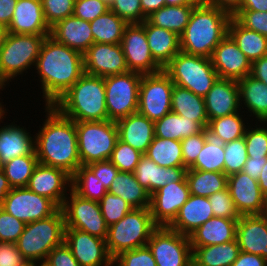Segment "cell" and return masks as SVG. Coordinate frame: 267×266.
<instances>
[{
  "label": "cell",
  "instance_id": "6da1fadb",
  "mask_svg": "<svg viewBox=\"0 0 267 266\" xmlns=\"http://www.w3.org/2000/svg\"><path fill=\"white\" fill-rule=\"evenodd\" d=\"M46 109L48 118L34 141L38 163L60 168L72 176L81 165L75 121L63 116L53 105Z\"/></svg>",
  "mask_w": 267,
  "mask_h": 266
},
{
  "label": "cell",
  "instance_id": "7a4b0ae2",
  "mask_svg": "<svg viewBox=\"0 0 267 266\" xmlns=\"http://www.w3.org/2000/svg\"><path fill=\"white\" fill-rule=\"evenodd\" d=\"M46 106L53 105L85 73L83 54L45 38L36 64Z\"/></svg>",
  "mask_w": 267,
  "mask_h": 266
},
{
  "label": "cell",
  "instance_id": "3957f363",
  "mask_svg": "<svg viewBox=\"0 0 267 266\" xmlns=\"http://www.w3.org/2000/svg\"><path fill=\"white\" fill-rule=\"evenodd\" d=\"M229 12L208 4H196L180 37V51L210 58L215 47L228 35Z\"/></svg>",
  "mask_w": 267,
  "mask_h": 266
},
{
  "label": "cell",
  "instance_id": "277c9868",
  "mask_svg": "<svg viewBox=\"0 0 267 266\" xmlns=\"http://www.w3.org/2000/svg\"><path fill=\"white\" fill-rule=\"evenodd\" d=\"M53 106L75 122L108 120L104 78L84 73Z\"/></svg>",
  "mask_w": 267,
  "mask_h": 266
},
{
  "label": "cell",
  "instance_id": "5b68a950",
  "mask_svg": "<svg viewBox=\"0 0 267 266\" xmlns=\"http://www.w3.org/2000/svg\"><path fill=\"white\" fill-rule=\"evenodd\" d=\"M65 228L64 214L59 208L45 219L26 224L15 244L28 262L44 263L48 253L64 243Z\"/></svg>",
  "mask_w": 267,
  "mask_h": 266
},
{
  "label": "cell",
  "instance_id": "8992f818",
  "mask_svg": "<svg viewBox=\"0 0 267 266\" xmlns=\"http://www.w3.org/2000/svg\"><path fill=\"white\" fill-rule=\"evenodd\" d=\"M157 227L149 208L132 209L125 217L108 227L106 247L109 255L114 258L123 251L147 246Z\"/></svg>",
  "mask_w": 267,
  "mask_h": 266
},
{
  "label": "cell",
  "instance_id": "52a82bcc",
  "mask_svg": "<svg viewBox=\"0 0 267 266\" xmlns=\"http://www.w3.org/2000/svg\"><path fill=\"white\" fill-rule=\"evenodd\" d=\"M163 70L175 85L203 98L219 78L210 58L183 51H179Z\"/></svg>",
  "mask_w": 267,
  "mask_h": 266
},
{
  "label": "cell",
  "instance_id": "ba28073f",
  "mask_svg": "<svg viewBox=\"0 0 267 266\" xmlns=\"http://www.w3.org/2000/svg\"><path fill=\"white\" fill-rule=\"evenodd\" d=\"M81 165L109 160L118 139L116 121L75 122Z\"/></svg>",
  "mask_w": 267,
  "mask_h": 266
},
{
  "label": "cell",
  "instance_id": "9c48e42d",
  "mask_svg": "<svg viewBox=\"0 0 267 266\" xmlns=\"http://www.w3.org/2000/svg\"><path fill=\"white\" fill-rule=\"evenodd\" d=\"M48 36L7 32L0 47V77L5 83L36 64L42 44Z\"/></svg>",
  "mask_w": 267,
  "mask_h": 266
},
{
  "label": "cell",
  "instance_id": "30bf717a",
  "mask_svg": "<svg viewBox=\"0 0 267 266\" xmlns=\"http://www.w3.org/2000/svg\"><path fill=\"white\" fill-rule=\"evenodd\" d=\"M142 74L128 71L104 77L108 120L117 121L138 111Z\"/></svg>",
  "mask_w": 267,
  "mask_h": 266
},
{
  "label": "cell",
  "instance_id": "8fae6325",
  "mask_svg": "<svg viewBox=\"0 0 267 266\" xmlns=\"http://www.w3.org/2000/svg\"><path fill=\"white\" fill-rule=\"evenodd\" d=\"M174 83L164 71L143 74L140 81L138 113L156 121L171 111Z\"/></svg>",
  "mask_w": 267,
  "mask_h": 266
},
{
  "label": "cell",
  "instance_id": "7c38bea8",
  "mask_svg": "<svg viewBox=\"0 0 267 266\" xmlns=\"http://www.w3.org/2000/svg\"><path fill=\"white\" fill-rule=\"evenodd\" d=\"M69 190H71L69 197L71 201L66 198L61 207L65 219V229H78L92 236L106 239L108 226L101 213L99 202L83 198L72 189Z\"/></svg>",
  "mask_w": 267,
  "mask_h": 266
},
{
  "label": "cell",
  "instance_id": "4fadbf2b",
  "mask_svg": "<svg viewBox=\"0 0 267 266\" xmlns=\"http://www.w3.org/2000/svg\"><path fill=\"white\" fill-rule=\"evenodd\" d=\"M157 266H189L192 249L189 236L165 226H158L147 242Z\"/></svg>",
  "mask_w": 267,
  "mask_h": 266
},
{
  "label": "cell",
  "instance_id": "5bb4252c",
  "mask_svg": "<svg viewBox=\"0 0 267 266\" xmlns=\"http://www.w3.org/2000/svg\"><path fill=\"white\" fill-rule=\"evenodd\" d=\"M0 207L25 224L53 215L59 207L27 187L12 188Z\"/></svg>",
  "mask_w": 267,
  "mask_h": 266
},
{
  "label": "cell",
  "instance_id": "9a60e30c",
  "mask_svg": "<svg viewBox=\"0 0 267 266\" xmlns=\"http://www.w3.org/2000/svg\"><path fill=\"white\" fill-rule=\"evenodd\" d=\"M121 46L129 71L143 75L163 70L151 55L145 28L141 23H132L125 27Z\"/></svg>",
  "mask_w": 267,
  "mask_h": 266
},
{
  "label": "cell",
  "instance_id": "2e32d148",
  "mask_svg": "<svg viewBox=\"0 0 267 266\" xmlns=\"http://www.w3.org/2000/svg\"><path fill=\"white\" fill-rule=\"evenodd\" d=\"M190 191L187 181L172 182L150 195L149 210L157 226L168 227L187 202Z\"/></svg>",
  "mask_w": 267,
  "mask_h": 266
},
{
  "label": "cell",
  "instance_id": "e0dca14e",
  "mask_svg": "<svg viewBox=\"0 0 267 266\" xmlns=\"http://www.w3.org/2000/svg\"><path fill=\"white\" fill-rule=\"evenodd\" d=\"M64 242L80 266H113L114 264L106 247V239L78 229H65Z\"/></svg>",
  "mask_w": 267,
  "mask_h": 266
},
{
  "label": "cell",
  "instance_id": "ac0fdd59",
  "mask_svg": "<svg viewBox=\"0 0 267 266\" xmlns=\"http://www.w3.org/2000/svg\"><path fill=\"white\" fill-rule=\"evenodd\" d=\"M84 72L107 77L128 72L121 44L93 43L84 53Z\"/></svg>",
  "mask_w": 267,
  "mask_h": 266
},
{
  "label": "cell",
  "instance_id": "d6986e66",
  "mask_svg": "<svg viewBox=\"0 0 267 266\" xmlns=\"http://www.w3.org/2000/svg\"><path fill=\"white\" fill-rule=\"evenodd\" d=\"M210 59L219 78L239 81L251 74L252 63L229 34L215 47Z\"/></svg>",
  "mask_w": 267,
  "mask_h": 266
},
{
  "label": "cell",
  "instance_id": "ffe728a7",
  "mask_svg": "<svg viewBox=\"0 0 267 266\" xmlns=\"http://www.w3.org/2000/svg\"><path fill=\"white\" fill-rule=\"evenodd\" d=\"M227 187L240 216L262 215L265 196L257 180L241 171L228 176Z\"/></svg>",
  "mask_w": 267,
  "mask_h": 266
},
{
  "label": "cell",
  "instance_id": "44dd1931",
  "mask_svg": "<svg viewBox=\"0 0 267 266\" xmlns=\"http://www.w3.org/2000/svg\"><path fill=\"white\" fill-rule=\"evenodd\" d=\"M70 182V184H69ZM72 176L66 171L38 163L33 170L27 188L32 192L52 200L59 208L62 207L66 187H71Z\"/></svg>",
  "mask_w": 267,
  "mask_h": 266
},
{
  "label": "cell",
  "instance_id": "7402d4cb",
  "mask_svg": "<svg viewBox=\"0 0 267 266\" xmlns=\"http://www.w3.org/2000/svg\"><path fill=\"white\" fill-rule=\"evenodd\" d=\"M41 0H17L8 33L50 35Z\"/></svg>",
  "mask_w": 267,
  "mask_h": 266
},
{
  "label": "cell",
  "instance_id": "603a6c76",
  "mask_svg": "<svg viewBox=\"0 0 267 266\" xmlns=\"http://www.w3.org/2000/svg\"><path fill=\"white\" fill-rule=\"evenodd\" d=\"M240 251L267 260V218L263 215H241L236 229Z\"/></svg>",
  "mask_w": 267,
  "mask_h": 266
},
{
  "label": "cell",
  "instance_id": "cb8c5ba5",
  "mask_svg": "<svg viewBox=\"0 0 267 266\" xmlns=\"http://www.w3.org/2000/svg\"><path fill=\"white\" fill-rule=\"evenodd\" d=\"M133 173L141 186L147 190L149 195H152L160 188L172 182L186 181L187 168H165L157 165L143 154Z\"/></svg>",
  "mask_w": 267,
  "mask_h": 266
},
{
  "label": "cell",
  "instance_id": "d4e9b609",
  "mask_svg": "<svg viewBox=\"0 0 267 266\" xmlns=\"http://www.w3.org/2000/svg\"><path fill=\"white\" fill-rule=\"evenodd\" d=\"M204 100L209 121L238 112L240 97L237 81L218 78Z\"/></svg>",
  "mask_w": 267,
  "mask_h": 266
},
{
  "label": "cell",
  "instance_id": "484cf974",
  "mask_svg": "<svg viewBox=\"0 0 267 266\" xmlns=\"http://www.w3.org/2000/svg\"><path fill=\"white\" fill-rule=\"evenodd\" d=\"M50 37L82 54L94 43L90 22L74 15L56 22L51 27Z\"/></svg>",
  "mask_w": 267,
  "mask_h": 266
},
{
  "label": "cell",
  "instance_id": "4316f807",
  "mask_svg": "<svg viewBox=\"0 0 267 266\" xmlns=\"http://www.w3.org/2000/svg\"><path fill=\"white\" fill-rule=\"evenodd\" d=\"M118 138L145 154L155 137L154 121L136 112L116 121Z\"/></svg>",
  "mask_w": 267,
  "mask_h": 266
},
{
  "label": "cell",
  "instance_id": "83f0119b",
  "mask_svg": "<svg viewBox=\"0 0 267 266\" xmlns=\"http://www.w3.org/2000/svg\"><path fill=\"white\" fill-rule=\"evenodd\" d=\"M213 216L208 197L190 195L168 227L182 235L189 236Z\"/></svg>",
  "mask_w": 267,
  "mask_h": 266
},
{
  "label": "cell",
  "instance_id": "f1b7e54d",
  "mask_svg": "<svg viewBox=\"0 0 267 266\" xmlns=\"http://www.w3.org/2000/svg\"><path fill=\"white\" fill-rule=\"evenodd\" d=\"M238 220L213 216L189 235L191 247L222 244L236 239Z\"/></svg>",
  "mask_w": 267,
  "mask_h": 266
},
{
  "label": "cell",
  "instance_id": "f546056e",
  "mask_svg": "<svg viewBox=\"0 0 267 266\" xmlns=\"http://www.w3.org/2000/svg\"><path fill=\"white\" fill-rule=\"evenodd\" d=\"M141 24L145 28L152 57L164 68L180 51V37L173 31L151 24L147 19Z\"/></svg>",
  "mask_w": 267,
  "mask_h": 266
},
{
  "label": "cell",
  "instance_id": "4dcf8cb0",
  "mask_svg": "<svg viewBox=\"0 0 267 266\" xmlns=\"http://www.w3.org/2000/svg\"><path fill=\"white\" fill-rule=\"evenodd\" d=\"M35 140L21 127L6 125L0 128V167L15 157L32 154Z\"/></svg>",
  "mask_w": 267,
  "mask_h": 266
},
{
  "label": "cell",
  "instance_id": "1f68e13d",
  "mask_svg": "<svg viewBox=\"0 0 267 266\" xmlns=\"http://www.w3.org/2000/svg\"><path fill=\"white\" fill-rule=\"evenodd\" d=\"M171 111L198 122L204 129L208 127L209 120L205 100L189 89L174 84L172 89Z\"/></svg>",
  "mask_w": 267,
  "mask_h": 266
},
{
  "label": "cell",
  "instance_id": "d6a6232c",
  "mask_svg": "<svg viewBox=\"0 0 267 266\" xmlns=\"http://www.w3.org/2000/svg\"><path fill=\"white\" fill-rule=\"evenodd\" d=\"M192 262L197 266H231L240 253L237 240L222 244L191 247Z\"/></svg>",
  "mask_w": 267,
  "mask_h": 266
},
{
  "label": "cell",
  "instance_id": "836d02e7",
  "mask_svg": "<svg viewBox=\"0 0 267 266\" xmlns=\"http://www.w3.org/2000/svg\"><path fill=\"white\" fill-rule=\"evenodd\" d=\"M228 34L251 63L267 55V37L245 28L234 17L230 20Z\"/></svg>",
  "mask_w": 267,
  "mask_h": 266
},
{
  "label": "cell",
  "instance_id": "e575fe53",
  "mask_svg": "<svg viewBox=\"0 0 267 266\" xmlns=\"http://www.w3.org/2000/svg\"><path fill=\"white\" fill-rule=\"evenodd\" d=\"M108 191L120 196L133 209L149 208L150 195L132 172H118Z\"/></svg>",
  "mask_w": 267,
  "mask_h": 266
},
{
  "label": "cell",
  "instance_id": "d590c367",
  "mask_svg": "<svg viewBox=\"0 0 267 266\" xmlns=\"http://www.w3.org/2000/svg\"><path fill=\"white\" fill-rule=\"evenodd\" d=\"M204 128L196 121L170 111L164 117L154 121L155 136L173 140H182L186 137L202 132Z\"/></svg>",
  "mask_w": 267,
  "mask_h": 266
},
{
  "label": "cell",
  "instance_id": "8d00e7d4",
  "mask_svg": "<svg viewBox=\"0 0 267 266\" xmlns=\"http://www.w3.org/2000/svg\"><path fill=\"white\" fill-rule=\"evenodd\" d=\"M240 100L260 122H267V85L251 75L237 81Z\"/></svg>",
  "mask_w": 267,
  "mask_h": 266
},
{
  "label": "cell",
  "instance_id": "74e56055",
  "mask_svg": "<svg viewBox=\"0 0 267 266\" xmlns=\"http://www.w3.org/2000/svg\"><path fill=\"white\" fill-rule=\"evenodd\" d=\"M195 5H165L147 17V20L160 28L175 32L180 36L186 25Z\"/></svg>",
  "mask_w": 267,
  "mask_h": 266
},
{
  "label": "cell",
  "instance_id": "f35d334b",
  "mask_svg": "<svg viewBox=\"0 0 267 266\" xmlns=\"http://www.w3.org/2000/svg\"><path fill=\"white\" fill-rule=\"evenodd\" d=\"M186 181L190 195L209 197L228 186V176L221 172L187 169Z\"/></svg>",
  "mask_w": 267,
  "mask_h": 266
},
{
  "label": "cell",
  "instance_id": "ab89813d",
  "mask_svg": "<svg viewBox=\"0 0 267 266\" xmlns=\"http://www.w3.org/2000/svg\"><path fill=\"white\" fill-rule=\"evenodd\" d=\"M128 23L116 13L108 10L105 14L90 21L94 43L121 44Z\"/></svg>",
  "mask_w": 267,
  "mask_h": 266
},
{
  "label": "cell",
  "instance_id": "60d3db41",
  "mask_svg": "<svg viewBox=\"0 0 267 266\" xmlns=\"http://www.w3.org/2000/svg\"><path fill=\"white\" fill-rule=\"evenodd\" d=\"M144 155L165 168L184 167L180 140L155 136Z\"/></svg>",
  "mask_w": 267,
  "mask_h": 266
},
{
  "label": "cell",
  "instance_id": "b9f144b4",
  "mask_svg": "<svg viewBox=\"0 0 267 266\" xmlns=\"http://www.w3.org/2000/svg\"><path fill=\"white\" fill-rule=\"evenodd\" d=\"M239 113H233L217 119H212L208 123V133L212 139L225 144L233 140L244 137L246 128Z\"/></svg>",
  "mask_w": 267,
  "mask_h": 266
},
{
  "label": "cell",
  "instance_id": "7bdbcfd3",
  "mask_svg": "<svg viewBox=\"0 0 267 266\" xmlns=\"http://www.w3.org/2000/svg\"><path fill=\"white\" fill-rule=\"evenodd\" d=\"M38 164L36 152L32 154L15 157L3 164L1 168L12 188L27 187L33 170Z\"/></svg>",
  "mask_w": 267,
  "mask_h": 266
},
{
  "label": "cell",
  "instance_id": "ee69618b",
  "mask_svg": "<svg viewBox=\"0 0 267 266\" xmlns=\"http://www.w3.org/2000/svg\"><path fill=\"white\" fill-rule=\"evenodd\" d=\"M71 189L81 197L96 202L108 192L86 165H80L72 175Z\"/></svg>",
  "mask_w": 267,
  "mask_h": 266
},
{
  "label": "cell",
  "instance_id": "f6af8a7d",
  "mask_svg": "<svg viewBox=\"0 0 267 266\" xmlns=\"http://www.w3.org/2000/svg\"><path fill=\"white\" fill-rule=\"evenodd\" d=\"M224 154V144L209 136L196 162L188 169L224 173Z\"/></svg>",
  "mask_w": 267,
  "mask_h": 266
},
{
  "label": "cell",
  "instance_id": "bcb514c9",
  "mask_svg": "<svg viewBox=\"0 0 267 266\" xmlns=\"http://www.w3.org/2000/svg\"><path fill=\"white\" fill-rule=\"evenodd\" d=\"M224 174L226 176L243 171L248 159L244 137L224 144Z\"/></svg>",
  "mask_w": 267,
  "mask_h": 266
},
{
  "label": "cell",
  "instance_id": "7dc6e473",
  "mask_svg": "<svg viewBox=\"0 0 267 266\" xmlns=\"http://www.w3.org/2000/svg\"><path fill=\"white\" fill-rule=\"evenodd\" d=\"M142 155L118 138L109 160L118 168L119 172L133 173Z\"/></svg>",
  "mask_w": 267,
  "mask_h": 266
},
{
  "label": "cell",
  "instance_id": "c3c4849f",
  "mask_svg": "<svg viewBox=\"0 0 267 266\" xmlns=\"http://www.w3.org/2000/svg\"><path fill=\"white\" fill-rule=\"evenodd\" d=\"M99 205L105 223L108 227L117 223L133 209L120 196H116L109 191L99 201Z\"/></svg>",
  "mask_w": 267,
  "mask_h": 266
},
{
  "label": "cell",
  "instance_id": "681fc988",
  "mask_svg": "<svg viewBox=\"0 0 267 266\" xmlns=\"http://www.w3.org/2000/svg\"><path fill=\"white\" fill-rule=\"evenodd\" d=\"M44 17L50 27L73 15L75 0H41Z\"/></svg>",
  "mask_w": 267,
  "mask_h": 266
},
{
  "label": "cell",
  "instance_id": "f907efd6",
  "mask_svg": "<svg viewBox=\"0 0 267 266\" xmlns=\"http://www.w3.org/2000/svg\"><path fill=\"white\" fill-rule=\"evenodd\" d=\"M208 200L215 217L239 220L240 214L235 208L228 187L209 196Z\"/></svg>",
  "mask_w": 267,
  "mask_h": 266
},
{
  "label": "cell",
  "instance_id": "816d5d0a",
  "mask_svg": "<svg viewBox=\"0 0 267 266\" xmlns=\"http://www.w3.org/2000/svg\"><path fill=\"white\" fill-rule=\"evenodd\" d=\"M115 262L118 266H157L148 246L123 251L113 258Z\"/></svg>",
  "mask_w": 267,
  "mask_h": 266
},
{
  "label": "cell",
  "instance_id": "f5cc1de1",
  "mask_svg": "<svg viewBox=\"0 0 267 266\" xmlns=\"http://www.w3.org/2000/svg\"><path fill=\"white\" fill-rule=\"evenodd\" d=\"M245 144L248 157L250 158H267V129L257 128L246 129Z\"/></svg>",
  "mask_w": 267,
  "mask_h": 266
},
{
  "label": "cell",
  "instance_id": "db71d44e",
  "mask_svg": "<svg viewBox=\"0 0 267 266\" xmlns=\"http://www.w3.org/2000/svg\"><path fill=\"white\" fill-rule=\"evenodd\" d=\"M109 10L116 13L128 24L143 22L140 0H113Z\"/></svg>",
  "mask_w": 267,
  "mask_h": 266
},
{
  "label": "cell",
  "instance_id": "11a10c76",
  "mask_svg": "<svg viewBox=\"0 0 267 266\" xmlns=\"http://www.w3.org/2000/svg\"><path fill=\"white\" fill-rule=\"evenodd\" d=\"M208 137V130L204 129L202 132L196 135L189 136L181 140L185 168H190L196 162L197 156L201 152Z\"/></svg>",
  "mask_w": 267,
  "mask_h": 266
},
{
  "label": "cell",
  "instance_id": "9f6ffc18",
  "mask_svg": "<svg viewBox=\"0 0 267 266\" xmlns=\"http://www.w3.org/2000/svg\"><path fill=\"white\" fill-rule=\"evenodd\" d=\"M232 16L245 28L267 37V12L236 10Z\"/></svg>",
  "mask_w": 267,
  "mask_h": 266
},
{
  "label": "cell",
  "instance_id": "6f0895ef",
  "mask_svg": "<svg viewBox=\"0 0 267 266\" xmlns=\"http://www.w3.org/2000/svg\"><path fill=\"white\" fill-rule=\"evenodd\" d=\"M25 225L0 207V242L16 243Z\"/></svg>",
  "mask_w": 267,
  "mask_h": 266
},
{
  "label": "cell",
  "instance_id": "680465c9",
  "mask_svg": "<svg viewBox=\"0 0 267 266\" xmlns=\"http://www.w3.org/2000/svg\"><path fill=\"white\" fill-rule=\"evenodd\" d=\"M108 10L109 6L99 0H75L73 15L90 22Z\"/></svg>",
  "mask_w": 267,
  "mask_h": 266
},
{
  "label": "cell",
  "instance_id": "91938a15",
  "mask_svg": "<svg viewBox=\"0 0 267 266\" xmlns=\"http://www.w3.org/2000/svg\"><path fill=\"white\" fill-rule=\"evenodd\" d=\"M86 166L98 177L107 191L119 172L118 168L110 160L92 162Z\"/></svg>",
  "mask_w": 267,
  "mask_h": 266
},
{
  "label": "cell",
  "instance_id": "94428289",
  "mask_svg": "<svg viewBox=\"0 0 267 266\" xmlns=\"http://www.w3.org/2000/svg\"><path fill=\"white\" fill-rule=\"evenodd\" d=\"M44 266H80L72 255L70 248L64 243L52 249L43 263Z\"/></svg>",
  "mask_w": 267,
  "mask_h": 266
},
{
  "label": "cell",
  "instance_id": "6125c7cd",
  "mask_svg": "<svg viewBox=\"0 0 267 266\" xmlns=\"http://www.w3.org/2000/svg\"><path fill=\"white\" fill-rule=\"evenodd\" d=\"M26 262L15 243L0 242V266H23Z\"/></svg>",
  "mask_w": 267,
  "mask_h": 266
},
{
  "label": "cell",
  "instance_id": "be15d7a7",
  "mask_svg": "<svg viewBox=\"0 0 267 266\" xmlns=\"http://www.w3.org/2000/svg\"><path fill=\"white\" fill-rule=\"evenodd\" d=\"M231 266H267V260L259 255L240 251Z\"/></svg>",
  "mask_w": 267,
  "mask_h": 266
},
{
  "label": "cell",
  "instance_id": "e7e4bbea",
  "mask_svg": "<svg viewBox=\"0 0 267 266\" xmlns=\"http://www.w3.org/2000/svg\"><path fill=\"white\" fill-rule=\"evenodd\" d=\"M267 162V158H250L248 157L245 162L243 172L249 175L251 178L258 180L260 173L262 172V168Z\"/></svg>",
  "mask_w": 267,
  "mask_h": 266
},
{
  "label": "cell",
  "instance_id": "03108f58",
  "mask_svg": "<svg viewBox=\"0 0 267 266\" xmlns=\"http://www.w3.org/2000/svg\"><path fill=\"white\" fill-rule=\"evenodd\" d=\"M17 0H0V24L9 26Z\"/></svg>",
  "mask_w": 267,
  "mask_h": 266
},
{
  "label": "cell",
  "instance_id": "003e7915",
  "mask_svg": "<svg viewBox=\"0 0 267 266\" xmlns=\"http://www.w3.org/2000/svg\"><path fill=\"white\" fill-rule=\"evenodd\" d=\"M250 75L267 85V55L252 63Z\"/></svg>",
  "mask_w": 267,
  "mask_h": 266
},
{
  "label": "cell",
  "instance_id": "a7ac6f4b",
  "mask_svg": "<svg viewBox=\"0 0 267 266\" xmlns=\"http://www.w3.org/2000/svg\"><path fill=\"white\" fill-rule=\"evenodd\" d=\"M140 2L143 12V21L146 20L153 12L166 5L165 0H140Z\"/></svg>",
  "mask_w": 267,
  "mask_h": 266
},
{
  "label": "cell",
  "instance_id": "89a4df30",
  "mask_svg": "<svg viewBox=\"0 0 267 266\" xmlns=\"http://www.w3.org/2000/svg\"><path fill=\"white\" fill-rule=\"evenodd\" d=\"M208 5L221 8L233 14L241 5V0H209Z\"/></svg>",
  "mask_w": 267,
  "mask_h": 266
},
{
  "label": "cell",
  "instance_id": "2644e50d",
  "mask_svg": "<svg viewBox=\"0 0 267 266\" xmlns=\"http://www.w3.org/2000/svg\"><path fill=\"white\" fill-rule=\"evenodd\" d=\"M237 10L267 12V0H241V5Z\"/></svg>",
  "mask_w": 267,
  "mask_h": 266
},
{
  "label": "cell",
  "instance_id": "8c879c8a",
  "mask_svg": "<svg viewBox=\"0 0 267 266\" xmlns=\"http://www.w3.org/2000/svg\"><path fill=\"white\" fill-rule=\"evenodd\" d=\"M11 189L12 187L10 186L8 179L4 174L3 169L0 167V205L3 203Z\"/></svg>",
  "mask_w": 267,
  "mask_h": 266
},
{
  "label": "cell",
  "instance_id": "753ad0ef",
  "mask_svg": "<svg viewBox=\"0 0 267 266\" xmlns=\"http://www.w3.org/2000/svg\"><path fill=\"white\" fill-rule=\"evenodd\" d=\"M257 181H258L262 194L266 196L267 195V162L262 168V172L260 173V176Z\"/></svg>",
  "mask_w": 267,
  "mask_h": 266
},
{
  "label": "cell",
  "instance_id": "34e18365",
  "mask_svg": "<svg viewBox=\"0 0 267 266\" xmlns=\"http://www.w3.org/2000/svg\"><path fill=\"white\" fill-rule=\"evenodd\" d=\"M166 5H175V6H181V5H196L192 0H165Z\"/></svg>",
  "mask_w": 267,
  "mask_h": 266
},
{
  "label": "cell",
  "instance_id": "11e5206c",
  "mask_svg": "<svg viewBox=\"0 0 267 266\" xmlns=\"http://www.w3.org/2000/svg\"><path fill=\"white\" fill-rule=\"evenodd\" d=\"M6 34L7 28L0 24V47L3 45Z\"/></svg>",
  "mask_w": 267,
  "mask_h": 266
},
{
  "label": "cell",
  "instance_id": "2a66077c",
  "mask_svg": "<svg viewBox=\"0 0 267 266\" xmlns=\"http://www.w3.org/2000/svg\"><path fill=\"white\" fill-rule=\"evenodd\" d=\"M263 216L267 218V195L265 196V201H264V210L262 213Z\"/></svg>",
  "mask_w": 267,
  "mask_h": 266
},
{
  "label": "cell",
  "instance_id": "b9fcfbb0",
  "mask_svg": "<svg viewBox=\"0 0 267 266\" xmlns=\"http://www.w3.org/2000/svg\"><path fill=\"white\" fill-rule=\"evenodd\" d=\"M196 4H208L209 0H192Z\"/></svg>",
  "mask_w": 267,
  "mask_h": 266
},
{
  "label": "cell",
  "instance_id": "09005b40",
  "mask_svg": "<svg viewBox=\"0 0 267 266\" xmlns=\"http://www.w3.org/2000/svg\"><path fill=\"white\" fill-rule=\"evenodd\" d=\"M36 262H26L23 266H37L36 264H35ZM39 266H44L43 265V263H41Z\"/></svg>",
  "mask_w": 267,
  "mask_h": 266
},
{
  "label": "cell",
  "instance_id": "979ff035",
  "mask_svg": "<svg viewBox=\"0 0 267 266\" xmlns=\"http://www.w3.org/2000/svg\"><path fill=\"white\" fill-rule=\"evenodd\" d=\"M99 1L104 2L105 4H107L110 7L113 0H99Z\"/></svg>",
  "mask_w": 267,
  "mask_h": 266
},
{
  "label": "cell",
  "instance_id": "deb4b68c",
  "mask_svg": "<svg viewBox=\"0 0 267 266\" xmlns=\"http://www.w3.org/2000/svg\"><path fill=\"white\" fill-rule=\"evenodd\" d=\"M3 114H5L4 110L2 109V105L0 103V119L3 118Z\"/></svg>",
  "mask_w": 267,
  "mask_h": 266
},
{
  "label": "cell",
  "instance_id": "67dfc351",
  "mask_svg": "<svg viewBox=\"0 0 267 266\" xmlns=\"http://www.w3.org/2000/svg\"><path fill=\"white\" fill-rule=\"evenodd\" d=\"M3 85H6L5 82L2 80V78L0 77V89L3 88Z\"/></svg>",
  "mask_w": 267,
  "mask_h": 266
},
{
  "label": "cell",
  "instance_id": "b62a3aed",
  "mask_svg": "<svg viewBox=\"0 0 267 266\" xmlns=\"http://www.w3.org/2000/svg\"><path fill=\"white\" fill-rule=\"evenodd\" d=\"M189 266H197V265L191 262Z\"/></svg>",
  "mask_w": 267,
  "mask_h": 266
}]
</instances>
